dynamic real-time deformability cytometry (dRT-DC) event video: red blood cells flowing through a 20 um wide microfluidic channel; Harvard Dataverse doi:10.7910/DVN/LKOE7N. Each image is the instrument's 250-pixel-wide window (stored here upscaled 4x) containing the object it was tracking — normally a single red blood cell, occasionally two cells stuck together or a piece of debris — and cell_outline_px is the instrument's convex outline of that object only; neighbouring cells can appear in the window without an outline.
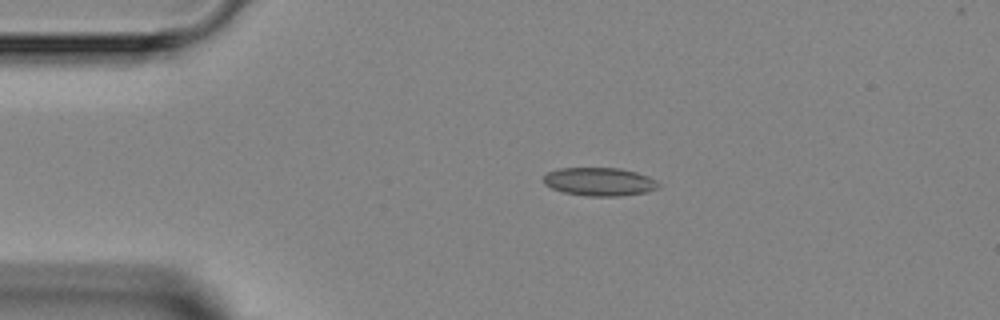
{"species": "Egyptian fruit bat (a non-hibernating species)", "species_latin": "Rousettus aegyptiacus", "temperature_condition": "room temperature", "stored_images_in_passage": 3, "camera_frame_rate_fps": 3000, "um_per_image_px": 0.085, "animal": {"sex": "female"}, "frame": {"image": 1, "passage_image": 1, "time_ms": 0.0, "image_size_px": [1000, 320], "cell_outline_px": [[660, 188], [648, 192], [620, 196], [584, 196], [564, 192], [552, 188], [544, 184], [544, 176], [548, 172], [560, 168], [620, 168], [636, 172], [648, 176], [656, 180], [660, 184]], "centroid_in_image_um": [50.99, 15.45], "position_along_channel_um": 34.0, "area_um2": 19.07}}
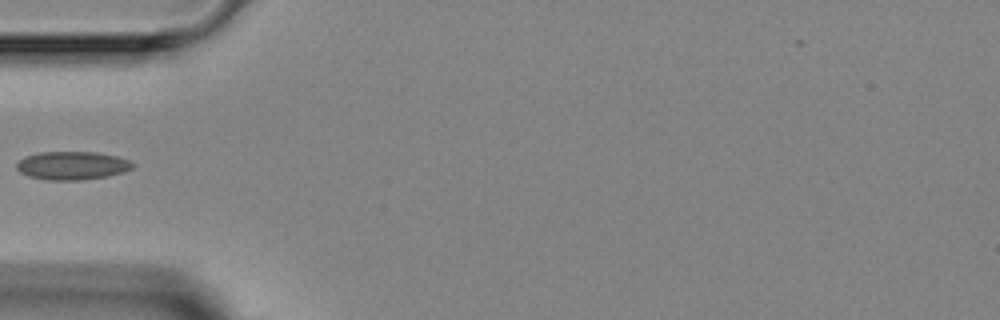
{"frame": {"image": 2, "passage_image": 3, "time_ms": 2.0, "image_size_px": [1000, 320], "cell_outline_px": [[136, 164], [132, 168], [124, 172], [108, 176], [80, 180], [44, 180], [28, 176], [20, 172], [16, 168], [16, 164], [24, 156], [40, 152], [96, 152], [116, 156], [128, 160]], "centroid_in_image_um": [6.13, 14.07], "position_along_channel_um": 78.9, "area_um2": 19.25}}